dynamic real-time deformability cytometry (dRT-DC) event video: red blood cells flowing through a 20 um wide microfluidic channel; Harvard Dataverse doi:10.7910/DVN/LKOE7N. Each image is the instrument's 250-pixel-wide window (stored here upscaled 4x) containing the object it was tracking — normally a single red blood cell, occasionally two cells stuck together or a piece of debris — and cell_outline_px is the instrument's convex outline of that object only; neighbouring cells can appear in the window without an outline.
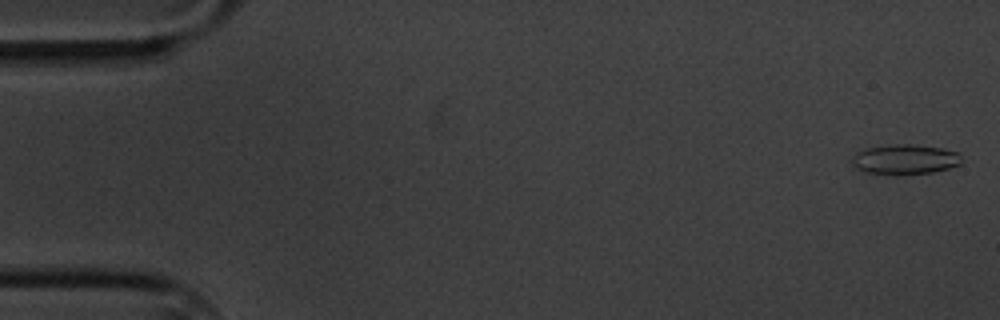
{"species": "common noctule bat (a hibernating species)", "species_latin": "Nyctalus noctula", "temperature_condition": "cold", "stored_images_in_passage": 4, "camera_frame_rate_fps": 3000, "um_per_image_px": 0.085, "animal": {"sex": "male", "body_mass_g": 20.1, "forearm_length_mm": 53.5}, "frame": {"image": 1, "passage_image": 1, "time_ms": 0.0, "image_size_px": [1000, 320], "cell_outline_px": [[960, 164], [948, 168], [932, 172], [896, 176], [864, 172], [856, 168], [852, 164], [852, 160], [856, 152], [864, 148], [892, 144], [912, 144], [944, 148], [960, 152]], "centroid_in_image_um": [76.9, 13.55], "position_along_channel_um": 8.1, "area_um2": 19.54}}